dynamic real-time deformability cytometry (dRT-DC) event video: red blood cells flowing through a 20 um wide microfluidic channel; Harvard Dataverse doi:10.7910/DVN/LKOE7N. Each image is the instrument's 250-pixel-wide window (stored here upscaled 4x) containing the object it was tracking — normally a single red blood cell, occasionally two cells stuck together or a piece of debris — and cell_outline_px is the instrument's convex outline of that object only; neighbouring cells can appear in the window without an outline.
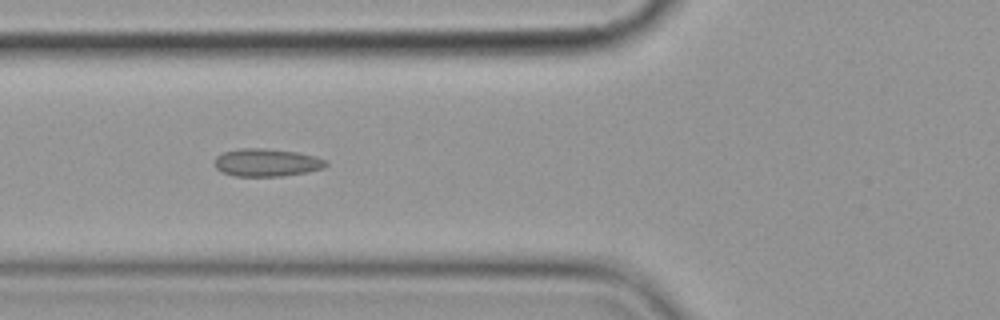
{"species": "common noctule bat (a hibernating species)", "species_latin": "Nyctalus noctula", "temperature_condition": "cold", "stored_images_in_passage": 10, "camera_frame_rate_fps": 3000, "um_per_image_px": 0.085, "animal": {"sex": "female", "body_mass_g": 19.9}, "frame": {"image": 1, "passage_image": 7, "time_ms": 7.0, "image_size_px": [1000, 320], "cell_outline_px": [[328, 164], [324, 168], [308, 172], [284, 176], [232, 176], [216, 168], [216, 156], [224, 152], [240, 148], [264, 148], [296, 152], [316, 156], [328, 160]], "centroid_in_image_um": [22.72, 13.82], "position_along_channel_um": 103.1, "area_um2": 18.09}}
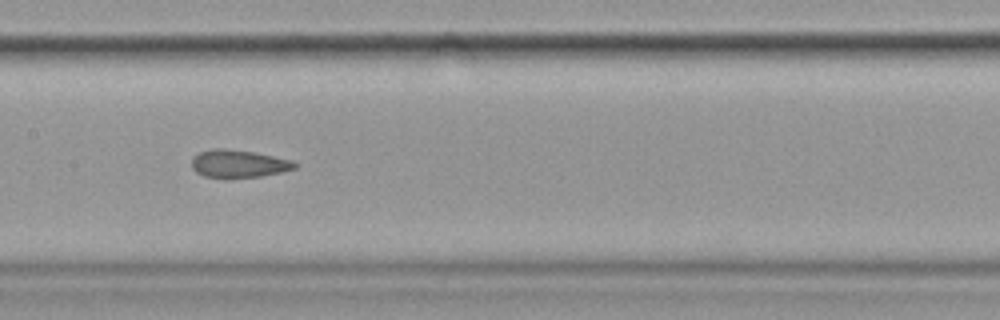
{"frame": {"image": 2, "passage_image": 9, "time_ms": 9.333, "image_size_px": [1000, 320], "cell_outline_px": [[296, 168], [280, 172], [260, 176], [228, 180], [204, 176], [196, 172], [192, 168], [192, 156], [200, 152], [212, 148], [224, 148], [252, 152], [292, 160], [296, 164]], "centroid_in_image_um": [20.21, 13.94], "position_along_channel_um": 187.2, "area_um2": 16.94}}
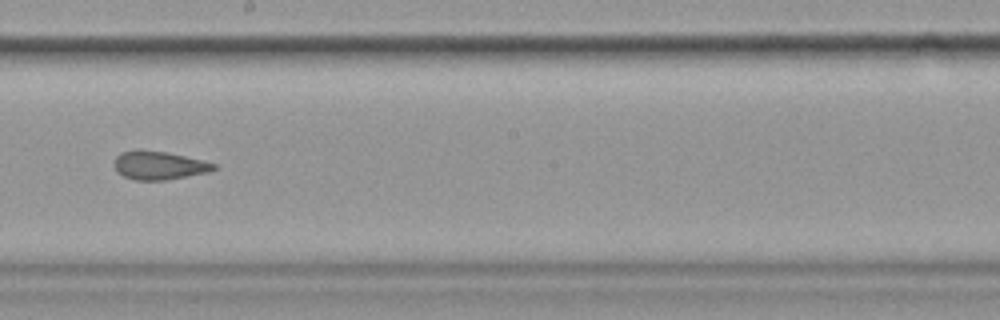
{"frame": {"image": 3, "passage_image": 10, "time_ms": 10.667, "image_size_px": [1000, 320], "cell_outline_px": [[216, 168], [208, 172], [164, 180], [136, 180], [124, 176], [116, 172], [116, 156], [120, 152], [136, 148], [168, 152], [216, 164]], "centroid_in_image_um": [13.47, 14.03], "position_along_channel_um": 234.7, "area_um2": 16.42}}